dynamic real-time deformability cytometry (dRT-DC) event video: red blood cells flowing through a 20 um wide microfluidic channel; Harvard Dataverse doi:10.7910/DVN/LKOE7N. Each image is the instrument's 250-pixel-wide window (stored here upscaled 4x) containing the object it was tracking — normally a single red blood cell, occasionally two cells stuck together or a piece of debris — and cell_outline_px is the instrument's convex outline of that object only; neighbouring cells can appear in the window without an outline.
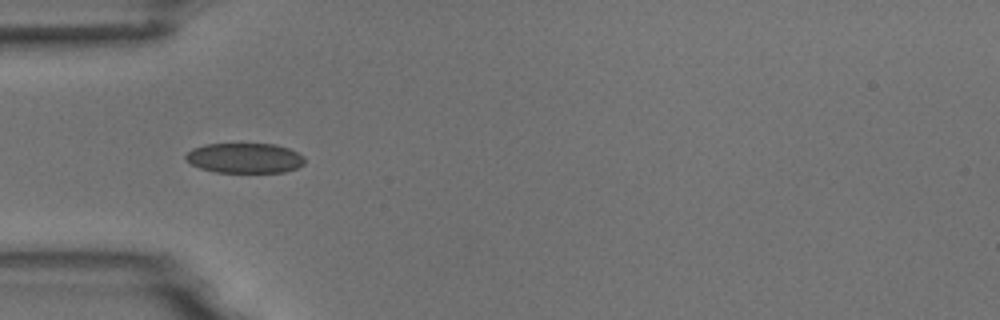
{"species": "common noctule bat (a hibernating species)", "species_latin": "Nyctalus noctula", "temperature_condition": "room temperature", "stored_images_in_passage": 7, "camera_frame_rate_fps": 3000, "um_per_image_px": 0.085, "animal": {"sex": "male", "body_mass_g": 18.8}, "frame": {"image": 1, "passage_image": 3, "time_ms": 0.667, "image_size_px": [1000, 320], "cell_outline_px": [[304, 164], [296, 168], [284, 172], [216, 172], [200, 168], [192, 164], [184, 156], [192, 148], [204, 144], [276, 144], [288, 148], [304, 156]], "centroid_in_image_um": [20.8, 13.43], "position_along_channel_um": 64.2, "area_um2": 20.75}}